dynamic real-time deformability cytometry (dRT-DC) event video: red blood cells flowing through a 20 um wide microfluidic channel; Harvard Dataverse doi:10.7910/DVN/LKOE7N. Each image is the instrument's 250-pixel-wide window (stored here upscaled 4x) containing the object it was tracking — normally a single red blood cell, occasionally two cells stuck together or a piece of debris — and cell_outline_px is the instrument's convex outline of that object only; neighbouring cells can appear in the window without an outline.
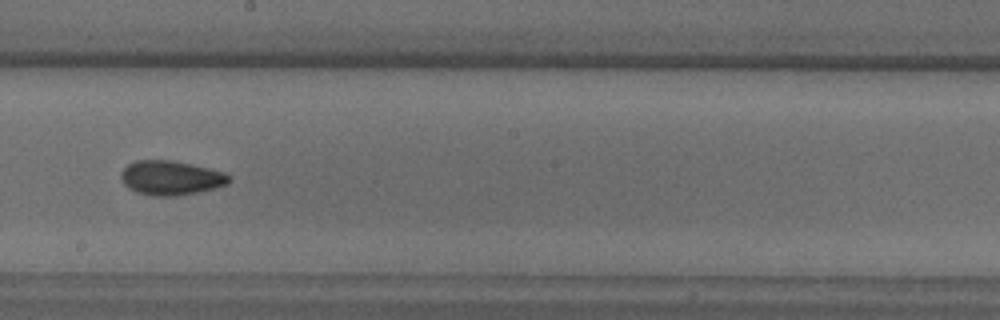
{"species": "common noctule bat (a hibernating species)", "species_latin": "Nyctalus noctula", "temperature_condition": "warm", "stored_images_in_passage": 19, "camera_frame_rate_fps": 3000, "um_per_image_px": 0.085, "animal": {"sex": "male", "body_mass_g": 18.8}, "frame": {"image": 1, "passage_image": 9, "time_ms": 2.667, "image_size_px": [1000, 320], "cell_outline_px": [[232, 180], [228, 184], [216, 188], [200, 192], [176, 196], [152, 196], [136, 192], [128, 188], [124, 184], [120, 176], [120, 172], [128, 164], [136, 160], [172, 160], [192, 164], [224, 172], [232, 176]], "centroid_in_image_um": [14.55, 15.12], "position_along_channel_um": 233.7, "area_um2": 21.96}}